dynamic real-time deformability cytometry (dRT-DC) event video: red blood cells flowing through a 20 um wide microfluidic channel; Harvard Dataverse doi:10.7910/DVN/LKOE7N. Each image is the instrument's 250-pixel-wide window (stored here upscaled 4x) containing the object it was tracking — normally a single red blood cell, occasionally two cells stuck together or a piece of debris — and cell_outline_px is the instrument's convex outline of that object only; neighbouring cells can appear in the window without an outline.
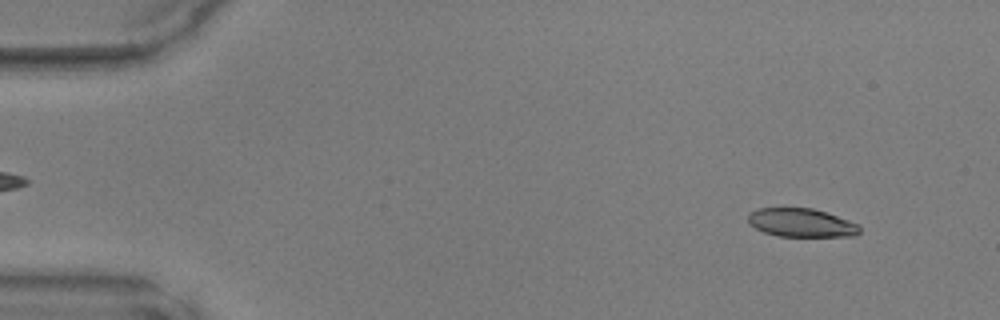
{"species": "common noctule bat (a hibernating species)", "species_latin": "Nyctalus noctula", "temperature_condition": "warm", "stored_images_in_passage": 47, "camera_frame_rate_fps": 3000, "um_per_image_px": 0.085, "animal": {"sex": "male", "body_mass_g": 17.9, "forearm_length_mm": 54.2}, "frame": {"image": 1, "passage_image": 4, "time_ms": 1.0, "image_size_px": [1000, 320], "cell_outline_px": [[860, 232], [856, 236], [780, 236], [764, 232], [748, 224], [748, 212], [756, 208], [812, 208], [828, 212], [860, 224]], "centroid_in_image_um": [68.12, 18.92], "position_along_channel_um": 16.9, "area_um2": 18.79}}
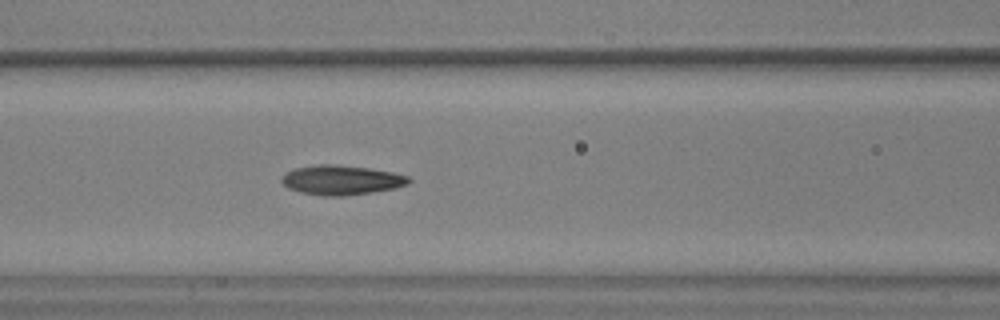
{"frame": {"image": 2, "passage_image": 20, "time_ms": 6.333, "image_size_px": [1000, 320], "cell_outline_px": [[412, 180], [408, 184], [396, 188], [372, 192], [344, 196], [324, 196], [300, 192], [288, 188], [280, 180], [288, 172], [296, 168], [320, 164], [332, 164], [368, 168], [392, 172], [408, 176]], "centroid_in_image_um": [29.05, 15.31], "position_along_channel_um": 137.6, "area_um2": 21.73}}
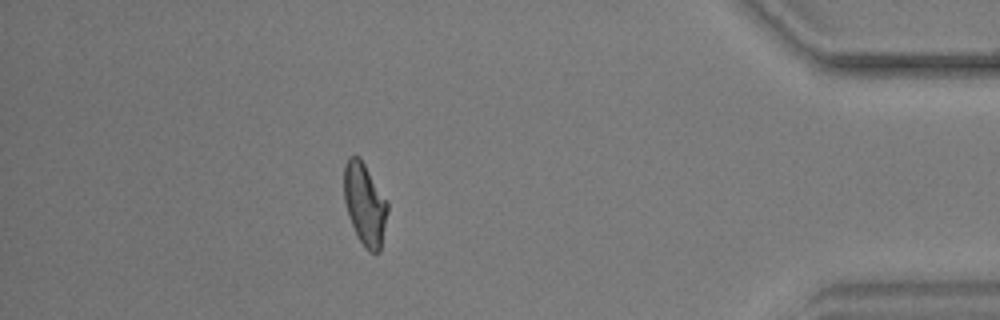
{"frame": {"image": 3, "passage_image": 42, "time_ms": 13.667, "image_size_px": [1000, 320], "cell_outline_px": [[388, 212], [380, 252], [376, 256], [368, 252], [364, 248], [356, 236], [348, 216], [344, 200], [344, 164], [348, 156], [360, 156], [388, 200]], "centroid_in_image_um": [31.02, 17.38], "position_along_channel_um": 404.2, "area_um2": 21.56}}